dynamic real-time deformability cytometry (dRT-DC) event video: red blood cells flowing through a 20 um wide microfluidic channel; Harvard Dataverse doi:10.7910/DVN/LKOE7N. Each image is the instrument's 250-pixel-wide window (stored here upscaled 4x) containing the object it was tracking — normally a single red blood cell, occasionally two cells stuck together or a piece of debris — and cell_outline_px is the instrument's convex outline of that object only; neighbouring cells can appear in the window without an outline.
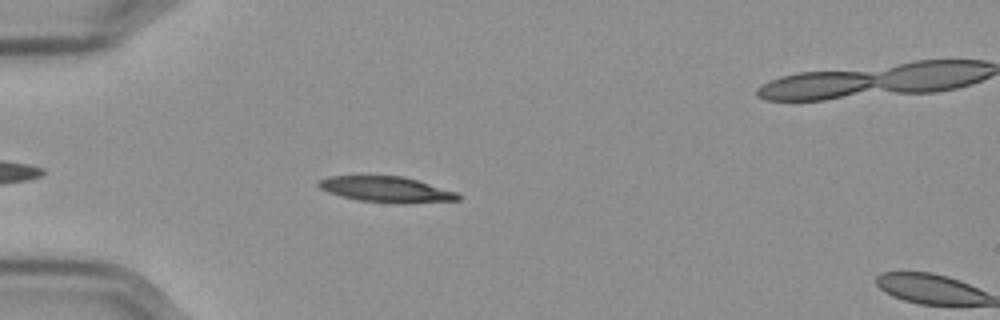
{"species": "Egyptian fruit bat (a non-hibernating species)", "species_latin": "Rousettus aegyptiacus", "temperature_condition": "cold", "stored_images_in_passage": 7, "camera_frame_rate_fps": 3000, "um_per_image_px": 0.085, "frame": {"image": 1, "passage_image": 6, "time_ms": 1.667, "image_size_px": [1000, 320], "cell_outline_px": [[460, 200], [404, 204], [396, 204], [356, 200], [340, 196], [328, 192], [320, 188], [316, 184], [316, 180], [328, 176], [404, 176], [456, 192], [460, 196]], "centroid_in_image_um": [32.8, 16.11], "position_along_channel_um": 52.2, "area_um2": 21.15}}